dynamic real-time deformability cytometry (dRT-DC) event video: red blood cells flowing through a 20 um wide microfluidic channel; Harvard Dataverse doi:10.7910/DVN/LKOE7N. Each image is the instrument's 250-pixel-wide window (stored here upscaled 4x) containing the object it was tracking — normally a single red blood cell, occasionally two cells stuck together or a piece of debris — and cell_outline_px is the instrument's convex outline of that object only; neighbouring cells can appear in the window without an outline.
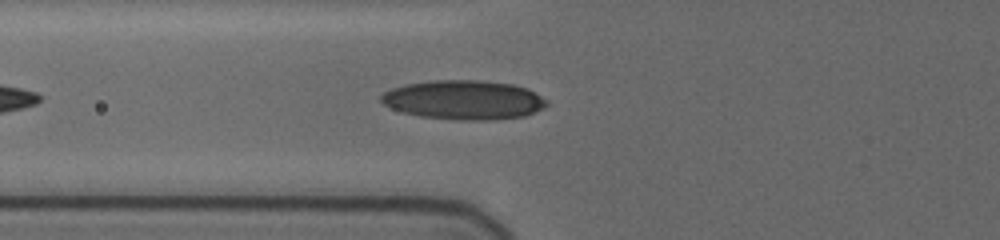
{"species": "human", "species_latin": "Homo sapiens", "temperature_condition": "cold", "stored_images_in_passage": 12, "camera_frame_rate_fps": 3000, "um_per_image_px": 0.085, "donor": {"sex": "female"}, "frame": {"image": 1, "passage_image": 8, "time_ms": 2.0, "image_size_px": [1000, 240], "cell_outline_px": [[548, 104], [544, 108], [524, 116], [492, 120], [460, 120], [420, 116], [404, 112], [392, 108], [384, 104], [380, 100], [380, 96], [384, 92], [392, 88], [404, 84], [432, 80], [480, 80], [512, 84], [528, 88], [548, 100]], "centroid_in_image_um": [39.44, 8.48], "position_along_channel_um": 86.4, "area_um2": 37.97}}
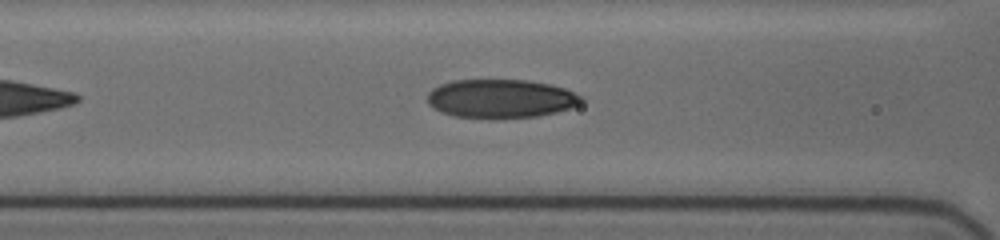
{"frame": {"image": 2, "passage_image": 12, "time_ms": 3.0, "image_size_px": [1000, 240], "cell_outline_px": [[584, 100], [580, 104], [556, 112], [536, 116], [456, 116], [444, 112], [428, 104], [428, 92], [432, 88], [440, 84], [452, 80], [528, 80], [552, 84], [564, 88], [584, 96]], "centroid_in_image_um": [42.61, 8.34], "position_along_channel_um": 124.0, "area_um2": 33.99}}